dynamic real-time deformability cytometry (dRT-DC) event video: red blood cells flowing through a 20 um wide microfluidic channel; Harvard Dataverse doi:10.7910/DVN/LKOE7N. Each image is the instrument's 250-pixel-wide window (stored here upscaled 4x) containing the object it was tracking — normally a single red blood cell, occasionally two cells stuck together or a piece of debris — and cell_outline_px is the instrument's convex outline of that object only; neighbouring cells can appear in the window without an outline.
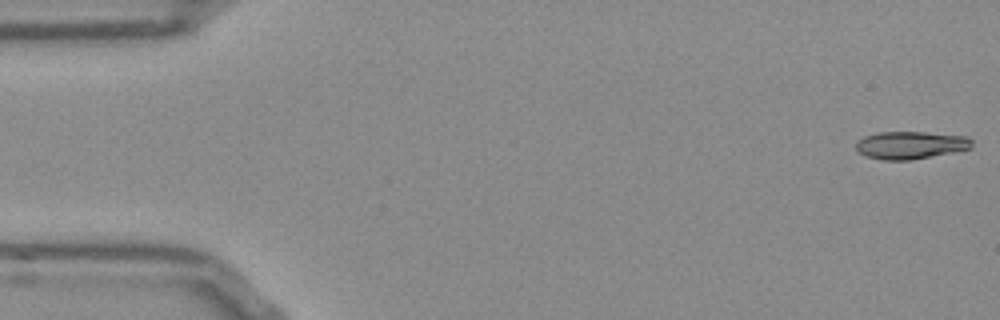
{"species": "Egyptian fruit bat (a non-hibernating species)", "species_latin": "Rousettus aegyptiacus", "temperature_condition": "room temperature", "stored_images_in_passage": 53, "camera_frame_rate_fps": 3000, "um_per_image_px": 0.085, "frame": {"image": 1, "passage_image": 1, "time_ms": 0.0, "image_size_px": [1000, 320], "cell_outline_px": [[972, 148], [912, 160], [880, 160], [864, 156], [856, 148], [856, 144], [864, 136], [876, 132], [924, 132], [968, 136], [972, 140]], "centroid_in_image_um": [77.4, 12.33], "position_along_channel_um": 7.6, "area_um2": 18.73}}
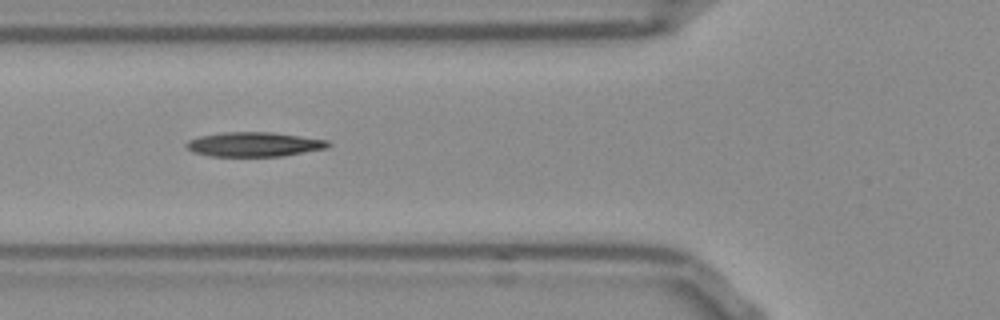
{"frame": {"image": 2, "passage_image": 19, "time_ms": 6.0, "image_size_px": [1000, 320], "cell_outline_px": [[332, 144], [328, 148], [284, 156], [212, 156], [192, 152], [184, 144], [188, 140], [200, 136], [220, 132], [272, 132], [328, 140]], "centroid_in_image_um": [21.61, 12.27], "position_along_channel_um": 104.2, "area_um2": 20.35}}
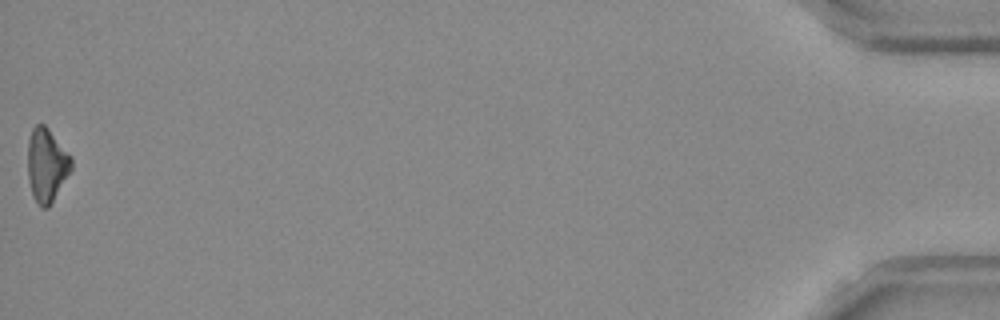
{"frame": {"image": 3, "passage_image": 53, "time_ms": 17.333, "image_size_px": [1000, 320], "cell_outline_px": [[72, 168], [48, 208], [40, 208], [32, 196], [28, 180], [28, 140], [32, 128], [36, 124], [44, 124], [48, 128], [72, 156]], "centroid_in_image_um": [3.95, 14.03], "position_along_channel_um": 431.2, "area_um2": 18.79}}